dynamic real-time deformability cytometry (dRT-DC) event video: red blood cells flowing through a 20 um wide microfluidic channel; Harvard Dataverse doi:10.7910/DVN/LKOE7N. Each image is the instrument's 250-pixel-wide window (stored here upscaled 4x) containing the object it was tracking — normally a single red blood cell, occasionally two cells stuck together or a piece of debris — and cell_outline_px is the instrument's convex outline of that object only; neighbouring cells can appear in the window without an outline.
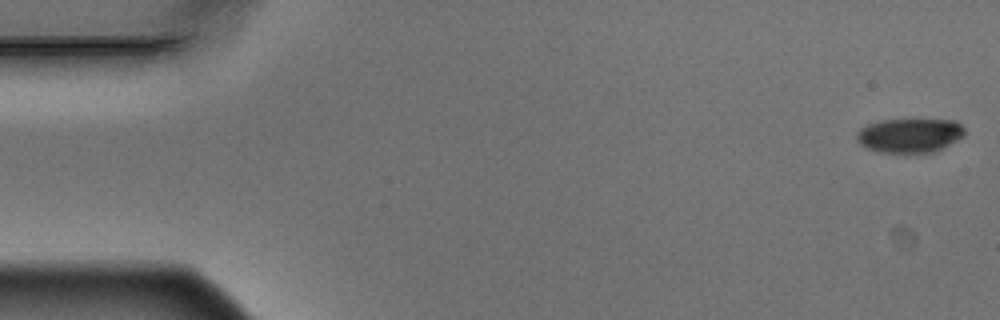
{"species": "Egyptian fruit bat (a non-hibernating species)", "species_latin": "Rousettus aegyptiacus", "temperature_condition": "warm", "stored_images_in_passage": 5, "camera_frame_rate_fps": 3000, "um_per_image_px": 0.085, "animal": {"sex": "male"}, "frame": {"image": 1, "passage_image": 1, "time_ms": 0.0, "image_size_px": [1000, 320], "cell_outline_px": [[964, 136], [932, 152], [880, 152], [868, 148], [860, 144], [856, 140], [856, 132], [860, 128], [868, 124], [884, 120], [956, 120], [964, 128]], "centroid_in_image_um": [77.29, 11.5], "position_along_channel_um": 7.7, "area_um2": 21.21}}
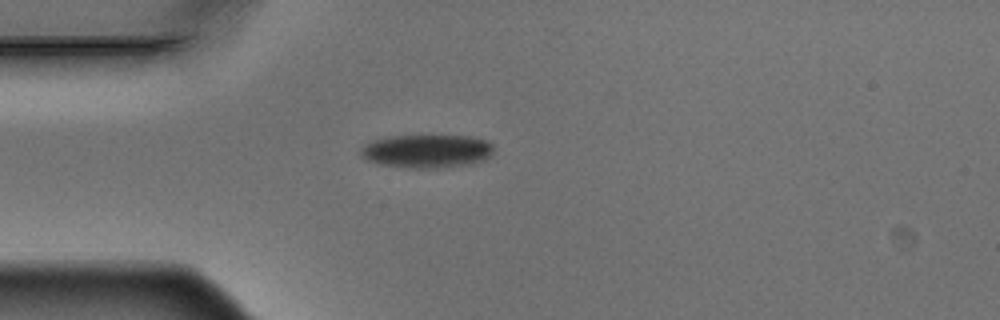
{"frame": {"image": 2, "passage_image": 5, "time_ms": 1.333, "image_size_px": [1000, 320], "cell_outline_px": [[492, 152], [484, 160], [472, 164], [440, 168], [408, 168], [376, 164], [360, 156], [360, 148], [364, 144], [372, 140], [388, 136], [468, 136], [484, 140], [492, 144]], "centroid_in_image_um": [36.22, 12.86], "position_along_channel_um": 48.8, "area_um2": 26.01}}